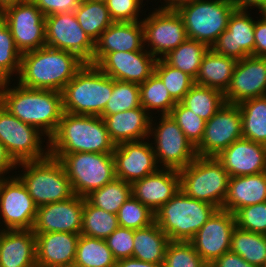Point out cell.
<instances>
[{
  "label": "cell",
  "mask_w": 266,
  "mask_h": 267,
  "mask_svg": "<svg viewBox=\"0 0 266 267\" xmlns=\"http://www.w3.org/2000/svg\"><path fill=\"white\" fill-rule=\"evenodd\" d=\"M0 16L21 54L46 46L45 16L31 0L6 9Z\"/></svg>",
  "instance_id": "cell-16"
},
{
  "label": "cell",
  "mask_w": 266,
  "mask_h": 267,
  "mask_svg": "<svg viewBox=\"0 0 266 267\" xmlns=\"http://www.w3.org/2000/svg\"><path fill=\"white\" fill-rule=\"evenodd\" d=\"M34 234L37 267H70L74 264L80 234L68 232Z\"/></svg>",
  "instance_id": "cell-26"
},
{
  "label": "cell",
  "mask_w": 266,
  "mask_h": 267,
  "mask_svg": "<svg viewBox=\"0 0 266 267\" xmlns=\"http://www.w3.org/2000/svg\"><path fill=\"white\" fill-rule=\"evenodd\" d=\"M0 267H37L32 230H4L0 240Z\"/></svg>",
  "instance_id": "cell-28"
},
{
  "label": "cell",
  "mask_w": 266,
  "mask_h": 267,
  "mask_svg": "<svg viewBox=\"0 0 266 267\" xmlns=\"http://www.w3.org/2000/svg\"><path fill=\"white\" fill-rule=\"evenodd\" d=\"M4 227H2V230H1V228H0V240H1V238H2V234H3V232H4Z\"/></svg>",
  "instance_id": "cell-58"
},
{
  "label": "cell",
  "mask_w": 266,
  "mask_h": 267,
  "mask_svg": "<svg viewBox=\"0 0 266 267\" xmlns=\"http://www.w3.org/2000/svg\"><path fill=\"white\" fill-rule=\"evenodd\" d=\"M84 197H72L37 208L34 233L68 232L81 234Z\"/></svg>",
  "instance_id": "cell-19"
},
{
  "label": "cell",
  "mask_w": 266,
  "mask_h": 267,
  "mask_svg": "<svg viewBox=\"0 0 266 267\" xmlns=\"http://www.w3.org/2000/svg\"><path fill=\"white\" fill-rule=\"evenodd\" d=\"M237 10H248L249 7L258 8L259 12L266 10V0H231Z\"/></svg>",
  "instance_id": "cell-54"
},
{
  "label": "cell",
  "mask_w": 266,
  "mask_h": 267,
  "mask_svg": "<svg viewBox=\"0 0 266 267\" xmlns=\"http://www.w3.org/2000/svg\"><path fill=\"white\" fill-rule=\"evenodd\" d=\"M209 47L199 41L187 39L171 50L163 59L171 66L191 76L194 80L199 72L203 56Z\"/></svg>",
  "instance_id": "cell-37"
},
{
  "label": "cell",
  "mask_w": 266,
  "mask_h": 267,
  "mask_svg": "<svg viewBox=\"0 0 266 267\" xmlns=\"http://www.w3.org/2000/svg\"><path fill=\"white\" fill-rule=\"evenodd\" d=\"M241 138L242 117L239 106L226 102L210 120L206 121L203 138L195 147L196 155L217 157Z\"/></svg>",
  "instance_id": "cell-15"
},
{
  "label": "cell",
  "mask_w": 266,
  "mask_h": 267,
  "mask_svg": "<svg viewBox=\"0 0 266 267\" xmlns=\"http://www.w3.org/2000/svg\"><path fill=\"white\" fill-rule=\"evenodd\" d=\"M154 72L160 77L176 103L181 102L195 84L191 76L169 65L163 58L157 59Z\"/></svg>",
  "instance_id": "cell-41"
},
{
  "label": "cell",
  "mask_w": 266,
  "mask_h": 267,
  "mask_svg": "<svg viewBox=\"0 0 266 267\" xmlns=\"http://www.w3.org/2000/svg\"><path fill=\"white\" fill-rule=\"evenodd\" d=\"M117 218L120 227L140 229L155 222V213L132 195L119 208Z\"/></svg>",
  "instance_id": "cell-44"
},
{
  "label": "cell",
  "mask_w": 266,
  "mask_h": 267,
  "mask_svg": "<svg viewBox=\"0 0 266 267\" xmlns=\"http://www.w3.org/2000/svg\"><path fill=\"white\" fill-rule=\"evenodd\" d=\"M140 105L150 115L157 110L161 115H169L176 102L171 98L160 77L154 72L145 82L139 84Z\"/></svg>",
  "instance_id": "cell-39"
},
{
  "label": "cell",
  "mask_w": 266,
  "mask_h": 267,
  "mask_svg": "<svg viewBox=\"0 0 266 267\" xmlns=\"http://www.w3.org/2000/svg\"><path fill=\"white\" fill-rule=\"evenodd\" d=\"M46 46L77 55L85 63L93 58L95 43L84 32L74 12L45 17Z\"/></svg>",
  "instance_id": "cell-13"
},
{
  "label": "cell",
  "mask_w": 266,
  "mask_h": 267,
  "mask_svg": "<svg viewBox=\"0 0 266 267\" xmlns=\"http://www.w3.org/2000/svg\"><path fill=\"white\" fill-rule=\"evenodd\" d=\"M234 215L238 228L266 235V202L240 208Z\"/></svg>",
  "instance_id": "cell-47"
},
{
  "label": "cell",
  "mask_w": 266,
  "mask_h": 267,
  "mask_svg": "<svg viewBox=\"0 0 266 267\" xmlns=\"http://www.w3.org/2000/svg\"><path fill=\"white\" fill-rule=\"evenodd\" d=\"M237 60L214 52L211 48L203 56L195 84L216 89L223 94L227 90Z\"/></svg>",
  "instance_id": "cell-30"
},
{
  "label": "cell",
  "mask_w": 266,
  "mask_h": 267,
  "mask_svg": "<svg viewBox=\"0 0 266 267\" xmlns=\"http://www.w3.org/2000/svg\"><path fill=\"white\" fill-rule=\"evenodd\" d=\"M153 118L150 120L149 137L154 138L151 144L157 163L161 168L177 171L187 167L197 156L195 147L170 114L160 115L159 123H154Z\"/></svg>",
  "instance_id": "cell-10"
},
{
  "label": "cell",
  "mask_w": 266,
  "mask_h": 267,
  "mask_svg": "<svg viewBox=\"0 0 266 267\" xmlns=\"http://www.w3.org/2000/svg\"><path fill=\"white\" fill-rule=\"evenodd\" d=\"M24 172L17 177L37 207L66 200L74 195L70 180L59 159L50 154L40 160L18 163Z\"/></svg>",
  "instance_id": "cell-6"
},
{
  "label": "cell",
  "mask_w": 266,
  "mask_h": 267,
  "mask_svg": "<svg viewBox=\"0 0 266 267\" xmlns=\"http://www.w3.org/2000/svg\"><path fill=\"white\" fill-rule=\"evenodd\" d=\"M235 227V215L227 210L217 209L189 242L199 256L207 264H211L230 251L231 235Z\"/></svg>",
  "instance_id": "cell-17"
},
{
  "label": "cell",
  "mask_w": 266,
  "mask_h": 267,
  "mask_svg": "<svg viewBox=\"0 0 266 267\" xmlns=\"http://www.w3.org/2000/svg\"><path fill=\"white\" fill-rule=\"evenodd\" d=\"M116 262L105 239L80 234L74 264L81 267H115Z\"/></svg>",
  "instance_id": "cell-35"
},
{
  "label": "cell",
  "mask_w": 266,
  "mask_h": 267,
  "mask_svg": "<svg viewBox=\"0 0 266 267\" xmlns=\"http://www.w3.org/2000/svg\"><path fill=\"white\" fill-rule=\"evenodd\" d=\"M134 230L118 227L105 241L116 261L132 258Z\"/></svg>",
  "instance_id": "cell-48"
},
{
  "label": "cell",
  "mask_w": 266,
  "mask_h": 267,
  "mask_svg": "<svg viewBox=\"0 0 266 267\" xmlns=\"http://www.w3.org/2000/svg\"><path fill=\"white\" fill-rule=\"evenodd\" d=\"M42 136L45 135L37 128L23 123L0 104V142L17 163L40 160L49 155V144L42 146Z\"/></svg>",
  "instance_id": "cell-11"
},
{
  "label": "cell",
  "mask_w": 266,
  "mask_h": 267,
  "mask_svg": "<svg viewBox=\"0 0 266 267\" xmlns=\"http://www.w3.org/2000/svg\"><path fill=\"white\" fill-rule=\"evenodd\" d=\"M44 16L74 12L81 0H31Z\"/></svg>",
  "instance_id": "cell-50"
},
{
  "label": "cell",
  "mask_w": 266,
  "mask_h": 267,
  "mask_svg": "<svg viewBox=\"0 0 266 267\" xmlns=\"http://www.w3.org/2000/svg\"><path fill=\"white\" fill-rule=\"evenodd\" d=\"M140 106L139 84L114 80L112 96L101 115L117 114Z\"/></svg>",
  "instance_id": "cell-43"
},
{
  "label": "cell",
  "mask_w": 266,
  "mask_h": 267,
  "mask_svg": "<svg viewBox=\"0 0 266 267\" xmlns=\"http://www.w3.org/2000/svg\"><path fill=\"white\" fill-rule=\"evenodd\" d=\"M229 177L263 173L266 168V146L241 138L216 157Z\"/></svg>",
  "instance_id": "cell-23"
},
{
  "label": "cell",
  "mask_w": 266,
  "mask_h": 267,
  "mask_svg": "<svg viewBox=\"0 0 266 267\" xmlns=\"http://www.w3.org/2000/svg\"><path fill=\"white\" fill-rule=\"evenodd\" d=\"M230 251L240 255L246 262L256 267H264L266 235L245 231L236 226L231 235Z\"/></svg>",
  "instance_id": "cell-34"
},
{
  "label": "cell",
  "mask_w": 266,
  "mask_h": 267,
  "mask_svg": "<svg viewBox=\"0 0 266 267\" xmlns=\"http://www.w3.org/2000/svg\"><path fill=\"white\" fill-rule=\"evenodd\" d=\"M238 106L243 138L266 146V96L244 100Z\"/></svg>",
  "instance_id": "cell-32"
},
{
  "label": "cell",
  "mask_w": 266,
  "mask_h": 267,
  "mask_svg": "<svg viewBox=\"0 0 266 267\" xmlns=\"http://www.w3.org/2000/svg\"><path fill=\"white\" fill-rule=\"evenodd\" d=\"M18 163L9 154L7 148L0 142V178L5 177L14 168L17 170ZM5 174V175H4Z\"/></svg>",
  "instance_id": "cell-53"
},
{
  "label": "cell",
  "mask_w": 266,
  "mask_h": 267,
  "mask_svg": "<svg viewBox=\"0 0 266 267\" xmlns=\"http://www.w3.org/2000/svg\"><path fill=\"white\" fill-rule=\"evenodd\" d=\"M28 0H0V14H2L6 9L19 5Z\"/></svg>",
  "instance_id": "cell-57"
},
{
  "label": "cell",
  "mask_w": 266,
  "mask_h": 267,
  "mask_svg": "<svg viewBox=\"0 0 266 267\" xmlns=\"http://www.w3.org/2000/svg\"><path fill=\"white\" fill-rule=\"evenodd\" d=\"M115 267H163V264H155L134 258H127L117 261Z\"/></svg>",
  "instance_id": "cell-55"
},
{
  "label": "cell",
  "mask_w": 266,
  "mask_h": 267,
  "mask_svg": "<svg viewBox=\"0 0 266 267\" xmlns=\"http://www.w3.org/2000/svg\"><path fill=\"white\" fill-rule=\"evenodd\" d=\"M180 190L179 172L160 168L131 184L132 196L154 213Z\"/></svg>",
  "instance_id": "cell-24"
},
{
  "label": "cell",
  "mask_w": 266,
  "mask_h": 267,
  "mask_svg": "<svg viewBox=\"0 0 266 267\" xmlns=\"http://www.w3.org/2000/svg\"><path fill=\"white\" fill-rule=\"evenodd\" d=\"M49 154L93 152L113 154L115 144L101 116L63 112L57 130L48 140Z\"/></svg>",
  "instance_id": "cell-3"
},
{
  "label": "cell",
  "mask_w": 266,
  "mask_h": 267,
  "mask_svg": "<svg viewBox=\"0 0 266 267\" xmlns=\"http://www.w3.org/2000/svg\"><path fill=\"white\" fill-rule=\"evenodd\" d=\"M266 96V57L247 56L237 61L230 84L224 93L227 103Z\"/></svg>",
  "instance_id": "cell-20"
},
{
  "label": "cell",
  "mask_w": 266,
  "mask_h": 267,
  "mask_svg": "<svg viewBox=\"0 0 266 267\" xmlns=\"http://www.w3.org/2000/svg\"><path fill=\"white\" fill-rule=\"evenodd\" d=\"M84 64L74 53L43 46L22 53L16 81L30 89L62 92Z\"/></svg>",
  "instance_id": "cell-2"
},
{
  "label": "cell",
  "mask_w": 266,
  "mask_h": 267,
  "mask_svg": "<svg viewBox=\"0 0 266 267\" xmlns=\"http://www.w3.org/2000/svg\"><path fill=\"white\" fill-rule=\"evenodd\" d=\"M207 263L189 241H170L165 252L163 267H205Z\"/></svg>",
  "instance_id": "cell-45"
},
{
  "label": "cell",
  "mask_w": 266,
  "mask_h": 267,
  "mask_svg": "<svg viewBox=\"0 0 266 267\" xmlns=\"http://www.w3.org/2000/svg\"><path fill=\"white\" fill-rule=\"evenodd\" d=\"M181 103L195 115L208 121L226 101L222 92L207 86L194 84Z\"/></svg>",
  "instance_id": "cell-36"
},
{
  "label": "cell",
  "mask_w": 266,
  "mask_h": 267,
  "mask_svg": "<svg viewBox=\"0 0 266 267\" xmlns=\"http://www.w3.org/2000/svg\"><path fill=\"white\" fill-rule=\"evenodd\" d=\"M70 267H81V266H78V265H76V264H73V265H71Z\"/></svg>",
  "instance_id": "cell-60"
},
{
  "label": "cell",
  "mask_w": 266,
  "mask_h": 267,
  "mask_svg": "<svg viewBox=\"0 0 266 267\" xmlns=\"http://www.w3.org/2000/svg\"><path fill=\"white\" fill-rule=\"evenodd\" d=\"M114 79L85 63L62 91L63 112L100 116L112 96Z\"/></svg>",
  "instance_id": "cell-4"
},
{
  "label": "cell",
  "mask_w": 266,
  "mask_h": 267,
  "mask_svg": "<svg viewBox=\"0 0 266 267\" xmlns=\"http://www.w3.org/2000/svg\"><path fill=\"white\" fill-rule=\"evenodd\" d=\"M119 227L116 214L93 206L84 197L81 234L87 237L106 239Z\"/></svg>",
  "instance_id": "cell-38"
},
{
  "label": "cell",
  "mask_w": 266,
  "mask_h": 267,
  "mask_svg": "<svg viewBox=\"0 0 266 267\" xmlns=\"http://www.w3.org/2000/svg\"><path fill=\"white\" fill-rule=\"evenodd\" d=\"M205 267H212V265L211 264H207Z\"/></svg>",
  "instance_id": "cell-61"
},
{
  "label": "cell",
  "mask_w": 266,
  "mask_h": 267,
  "mask_svg": "<svg viewBox=\"0 0 266 267\" xmlns=\"http://www.w3.org/2000/svg\"><path fill=\"white\" fill-rule=\"evenodd\" d=\"M133 240L132 258L149 263L163 264L170 239L156 222L134 230Z\"/></svg>",
  "instance_id": "cell-31"
},
{
  "label": "cell",
  "mask_w": 266,
  "mask_h": 267,
  "mask_svg": "<svg viewBox=\"0 0 266 267\" xmlns=\"http://www.w3.org/2000/svg\"><path fill=\"white\" fill-rule=\"evenodd\" d=\"M261 14H263V15L266 17V10H263V11L261 12Z\"/></svg>",
  "instance_id": "cell-59"
},
{
  "label": "cell",
  "mask_w": 266,
  "mask_h": 267,
  "mask_svg": "<svg viewBox=\"0 0 266 267\" xmlns=\"http://www.w3.org/2000/svg\"><path fill=\"white\" fill-rule=\"evenodd\" d=\"M37 208L16 174L0 178V224L5 230H32Z\"/></svg>",
  "instance_id": "cell-14"
},
{
  "label": "cell",
  "mask_w": 266,
  "mask_h": 267,
  "mask_svg": "<svg viewBox=\"0 0 266 267\" xmlns=\"http://www.w3.org/2000/svg\"><path fill=\"white\" fill-rule=\"evenodd\" d=\"M100 116L103 118L109 136L115 145L149 139L152 116L142 106L117 114Z\"/></svg>",
  "instance_id": "cell-27"
},
{
  "label": "cell",
  "mask_w": 266,
  "mask_h": 267,
  "mask_svg": "<svg viewBox=\"0 0 266 267\" xmlns=\"http://www.w3.org/2000/svg\"><path fill=\"white\" fill-rule=\"evenodd\" d=\"M157 59L146 49L107 53L96 66L114 80L141 84L153 73Z\"/></svg>",
  "instance_id": "cell-21"
},
{
  "label": "cell",
  "mask_w": 266,
  "mask_h": 267,
  "mask_svg": "<svg viewBox=\"0 0 266 267\" xmlns=\"http://www.w3.org/2000/svg\"><path fill=\"white\" fill-rule=\"evenodd\" d=\"M235 10L231 0H199L176 11L183 20L188 39L202 42L211 48L227 29Z\"/></svg>",
  "instance_id": "cell-9"
},
{
  "label": "cell",
  "mask_w": 266,
  "mask_h": 267,
  "mask_svg": "<svg viewBox=\"0 0 266 267\" xmlns=\"http://www.w3.org/2000/svg\"><path fill=\"white\" fill-rule=\"evenodd\" d=\"M74 13L81 28L94 43L114 22L104 0H81Z\"/></svg>",
  "instance_id": "cell-33"
},
{
  "label": "cell",
  "mask_w": 266,
  "mask_h": 267,
  "mask_svg": "<svg viewBox=\"0 0 266 267\" xmlns=\"http://www.w3.org/2000/svg\"><path fill=\"white\" fill-rule=\"evenodd\" d=\"M21 55L6 21L0 16V82L11 81L12 75L19 74Z\"/></svg>",
  "instance_id": "cell-42"
},
{
  "label": "cell",
  "mask_w": 266,
  "mask_h": 267,
  "mask_svg": "<svg viewBox=\"0 0 266 267\" xmlns=\"http://www.w3.org/2000/svg\"><path fill=\"white\" fill-rule=\"evenodd\" d=\"M255 20L247 10H235L225 29L211 49L221 55L241 60L254 56Z\"/></svg>",
  "instance_id": "cell-22"
},
{
  "label": "cell",
  "mask_w": 266,
  "mask_h": 267,
  "mask_svg": "<svg viewBox=\"0 0 266 267\" xmlns=\"http://www.w3.org/2000/svg\"><path fill=\"white\" fill-rule=\"evenodd\" d=\"M145 45L142 21L113 22L95 42L93 58L89 64L96 65L107 53L140 51Z\"/></svg>",
  "instance_id": "cell-25"
},
{
  "label": "cell",
  "mask_w": 266,
  "mask_h": 267,
  "mask_svg": "<svg viewBox=\"0 0 266 267\" xmlns=\"http://www.w3.org/2000/svg\"><path fill=\"white\" fill-rule=\"evenodd\" d=\"M212 267H256L246 262L240 255L228 251L217 258Z\"/></svg>",
  "instance_id": "cell-52"
},
{
  "label": "cell",
  "mask_w": 266,
  "mask_h": 267,
  "mask_svg": "<svg viewBox=\"0 0 266 267\" xmlns=\"http://www.w3.org/2000/svg\"><path fill=\"white\" fill-rule=\"evenodd\" d=\"M180 190L187 196L221 209L225 200L229 175L216 157L196 158L178 171Z\"/></svg>",
  "instance_id": "cell-7"
},
{
  "label": "cell",
  "mask_w": 266,
  "mask_h": 267,
  "mask_svg": "<svg viewBox=\"0 0 266 267\" xmlns=\"http://www.w3.org/2000/svg\"><path fill=\"white\" fill-rule=\"evenodd\" d=\"M217 209L179 190L155 212V222L170 241H189Z\"/></svg>",
  "instance_id": "cell-5"
},
{
  "label": "cell",
  "mask_w": 266,
  "mask_h": 267,
  "mask_svg": "<svg viewBox=\"0 0 266 267\" xmlns=\"http://www.w3.org/2000/svg\"><path fill=\"white\" fill-rule=\"evenodd\" d=\"M141 21L144 28V43L148 42V49L150 47L147 51L156 59L163 58L188 39L183 20L177 11L159 6Z\"/></svg>",
  "instance_id": "cell-12"
},
{
  "label": "cell",
  "mask_w": 266,
  "mask_h": 267,
  "mask_svg": "<svg viewBox=\"0 0 266 267\" xmlns=\"http://www.w3.org/2000/svg\"><path fill=\"white\" fill-rule=\"evenodd\" d=\"M185 137L196 147L203 138L206 121L186 108L181 102L176 103L170 113Z\"/></svg>",
  "instance_id": "cell-46"
},
{
  "label": "cell",
  "mask_w": 266,
  "mask_h": 267,
  "mask_svg": "<svg viewBox=\"0 0 266 267\" xmlns=\"http://www.w3.org/2000/svg\"><path fill=\"white\" fill-rule=\"evenodd\" d=\"M163 2V7L161 6L160 8L163 9H168L172 11H176L177 9L181 8L184 5L194 3L199 0H164Z\"/></svg>",
  "instance_id": "cell-56"
},
{
  "label": "cell",
  "mask_w": 266,
  "mask_h": 267,
  "mask_svg": "<svg viewBox=\"0 0 266 267\" xmlns=\"http://www.w3.org/2000/svg\"><path fill=\"white\" fill-rule=\"evenodd\" d=\"M0 82V104L23 123L37 128L47 137L53 136L63 114L62 92L30 89ZM11 86V87H9Z\"/></svg>",
  "instance_id": "cell-1"
},
{
  "label": "cell",
  "mask_w": 266,
  "mask_h": 267,
  "mask_svg": "<svg viewBox=\"0 0 266 267\" xmlns=\"http://www.w3.org/2000/svg\"><path fill=\"white\" fill-rule=\"evenodd\" d=\"M152 144L148 141L124 142L116 145L113 151L115 176L132 184L157 172V165ZM159 167V168H158Z\"/></svg>",
  "instance_id": "cell-18"
},
{
  "label": "cell",
  "mask_w": 266,
  "mask_h": 267,
  "mask_svg": "<svg viewBox=\"0 0 266 267\" xmlns=\"http://www.w3.org/2000/svg\"><path fill=\"white\" fill-rule=\"evenodd\" d=\"M114 22H138L143 0H104ZM142 6V7H141ZM139 18V19H138Z\"/></svg>",
  "instance_id": "cell-49"
},
{
  "label": "cell",
  "mask_w": 266,
  "mask_h": 267,
  "mask_svg": "<svg viewBox=\"0 0 266 267\" xmlns=\"http://www.w3.org/2000/svg\"><path fill=\"white\" fill-rule=\"evenodd\" d=\"M131 195V184L115 177L103 187L93 190L85 198L93 206L117 215L119 208Z\"/></svg>",
  "instance_id": "cell-40"
},
{
  "label": "cell",
  "mask_w": 266,
  "mask_h": 267,
  "mask_svg": "<svg viewBox=\"0 0 266 267\" xmlns=\"http://www.w3.org/2000/svg\"><path fill=\"white\" fill-rule=\"evenodd\" d=\"M266 202V174L229 177L228 189L221 209L235 213L238 209Z\"/></svg>",
  "instance_id": "cell-29"
},
{
  "label": "cell",
  "mask_w": 266,
  "mask_h": 267,
  "mask_svg": "<svg viewBox=\"0 0 266 267\" xmlns=\"http://www.w3.org/2000/svg\"><path fill=\"white\" fill-rule=\"evenodd\" d=\"M50 155L62 163L75 195L86 197L116 177L112 154L76 152Z\"/></svg>",
  "instance_id": "cell-8"
},
{
  "label": "cell",
  "mask_w": 266,
  "mask_h": 267,
  "mask_svg": "<svg viewBox=\"0 0 266 267\" xmlns=\"http://www.w3.org/2000/svg\"><path fill=\"white\" fill-rule=\"evenodd\" d=\"M259 14L260 19L255 21L254 27V56L266 57V17L261 12Z\"/></svg>",
  "instance_id": "cell-51"
}]
</instances>
